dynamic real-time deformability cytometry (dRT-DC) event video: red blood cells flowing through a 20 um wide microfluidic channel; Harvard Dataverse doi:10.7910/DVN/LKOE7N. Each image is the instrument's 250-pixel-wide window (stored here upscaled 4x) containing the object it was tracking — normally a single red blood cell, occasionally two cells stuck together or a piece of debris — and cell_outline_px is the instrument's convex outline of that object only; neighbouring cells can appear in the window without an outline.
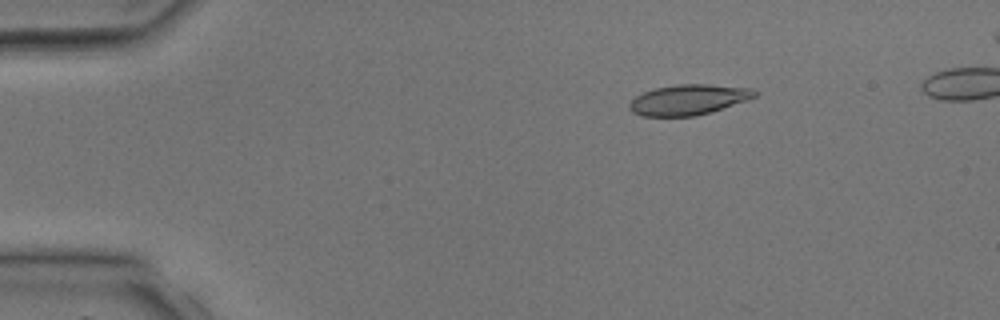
{"species": "common noctule bat (a hibernating species)", "species_latin": "Nyctalus noctula", "temperature_condition": "room temperature", "stored_images_in_passage": 4, "camera_frame_rate_fps": 3000, "um_per_image_px": 0.085, "animal": {"sex": "male", "body_mass_g": 17.9, "forearm_length_mm": 54.2}, "frame": {"image": 1, "passage_image": 2, "time_ms": 1.333, "image_size_px": [1000, 320], "cell_outline_px": [[756, 96], [748, 100], [696, 116], [640, 116], [632, 112], [628, 108], [628, 104], [636, 96], [644, 92], [656, 88], [680, 84], [708, 84], [752, 88], [756, 92]], "centroid_in_image_um": [58.5, 8.48], "position_along_channel_um": 26.5, "area_um2": 22.08}}